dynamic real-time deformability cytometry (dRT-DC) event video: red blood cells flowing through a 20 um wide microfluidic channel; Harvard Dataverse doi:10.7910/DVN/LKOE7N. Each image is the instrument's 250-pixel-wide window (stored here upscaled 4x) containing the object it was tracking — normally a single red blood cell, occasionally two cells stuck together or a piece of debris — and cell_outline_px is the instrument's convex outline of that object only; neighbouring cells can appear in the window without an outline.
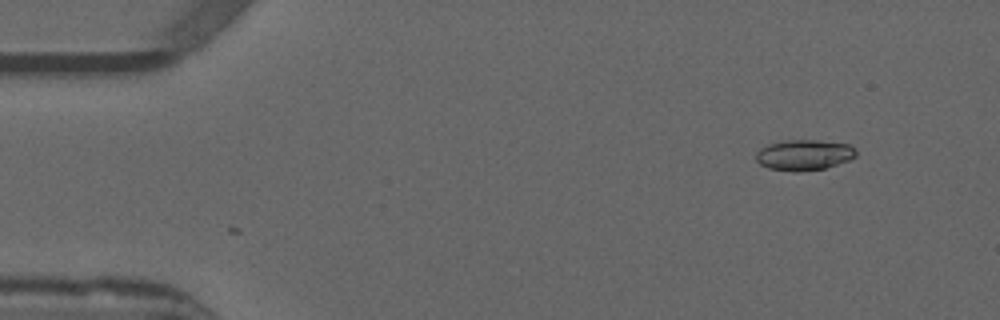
{"species": "common noctule bat (a hibernating species)", "species_latin": "Nyctalus noctula", "temperature_condition": "warm", "stored_images_in_passage": 49, "camera_frame_rate_fps": 3000, "um_per_image_px": 0.085, "animal": {"sex": "male", "forearm_length_mm": 52.5}, "frame": {"image": 1, "passage_image": 1, "time_ms": 0.0, "image_size_px": [1000, 320], "cell_outline_px": [[856, 156], [848, 160], [824, 168], [796, 172], [792, 172], [768, 168], [760, 164], [756, 160], [756, 152], [760, 148], [768, 144], [784, 140], [816, 140], [848, 144], [856, 148]], "centroid_in_image_um": [68.32, 13.17], "position_along_channel_um": 16.7, "area_um2": 17.86}}
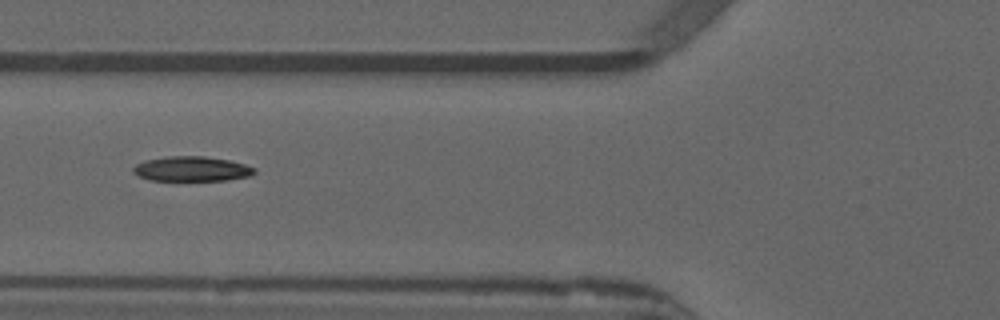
{"frame": {"image": 2, "passage_image": 16, "time_ms": 5.0, "image_size_px": [1000, 320], "cell_outline_px": [[256, 172], [248, 176], [228, 180], [148, 180], [132, 172], [132, 168], [136, 164], [144, 160], [164, 156], [204, 156], [228, 160], [244, 164], [256, 168]], "centroid_in_image_um": [16.26, 14.35], "position_along_channel_um": 109.5, "area_um2": 17.57}}
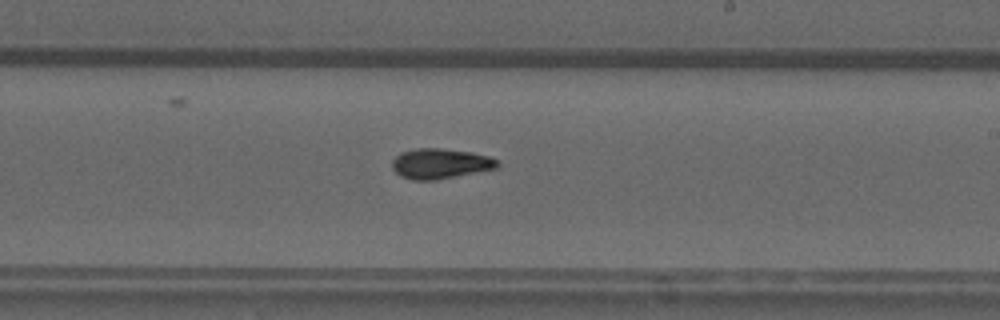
{"frame": {"image": 3, "passage_image": 27, "time_ms": 8.667, "image_size_px": [1000, 320], "cell_outline_px": [[500, 168], [436, 180], [412, 180], [400, 176], [392, 168], [392, 160], [400, 152], [416, 148], [440, 148], [472, 152], [488, 156], [500, 160]], "centroid_in_image_um": [37.46, 13.91], "position_along_channel_um": 251.5, "area_um2": 18.84}, "authors_computed_cell_mechanics": {"area_um2": 17.7446, "velocity_mm_per_s": 3.8812, "shape_relaxation_time_tau1_ms": 8.6792, "shape_relaxation_time_tau2_ms": 6.6088, "deformation_change_tau1": 0.2367, "deformation_change_tau2": 0.1391}}